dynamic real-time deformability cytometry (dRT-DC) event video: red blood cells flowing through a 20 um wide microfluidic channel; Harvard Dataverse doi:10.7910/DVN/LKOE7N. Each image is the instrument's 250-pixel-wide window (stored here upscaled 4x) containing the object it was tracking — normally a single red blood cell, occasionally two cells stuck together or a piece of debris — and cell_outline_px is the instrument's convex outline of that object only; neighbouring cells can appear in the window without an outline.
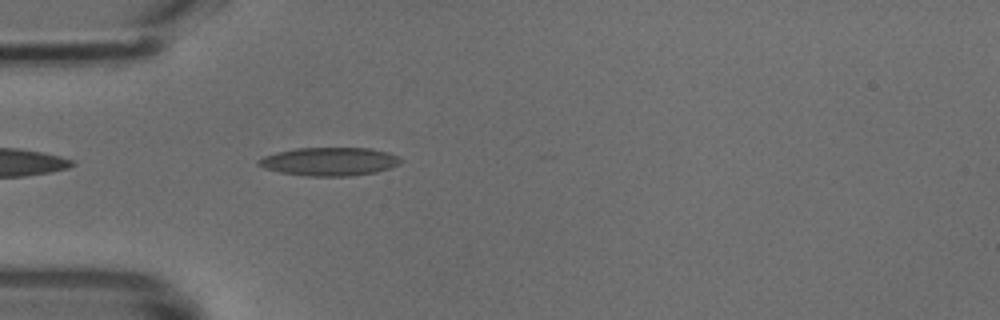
{"species": "common noctule bat (a hibernating species)", "species_latin": "Nyctalus noctula", "temperature_condition": "cold", "stored_images_in_passage": 38, "camera_frame_rate_fps": 3000, "um_per_image_px": 0.085, "animal": {"sex": "male", "body_mass_g": 18.8}, "frame": {"image": 1, "passage_image": 3, "time_ms": 0.667, "image_size_px": [1000, 320], "cell_outline_px": [[404, 160], [400, 164], [376, 172], [352, 176], [304, 176], [280, 172], [264, 168], [256, 164], [256, 160], [264, 156], [276, 152], [296, 148], [372, 148], [388, 152]], "centroid_in_image_um": [27.98, 13.73], "position_along_channel_um": 57.0, "area_um2": 23.64}}
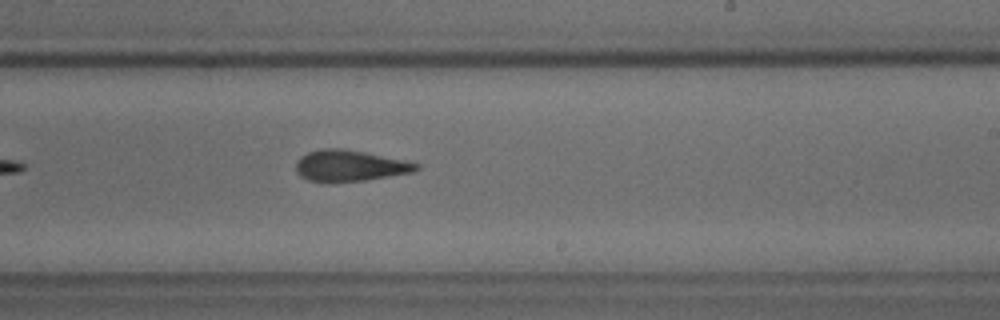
{"frame": {"image": 2, "passage_image": 18, "time_ms": 5.667, "image_size_px": [1000, 320], "cell_outline_px": [[420, 168], [412, 172], [364, 180], [328, 184], [308, 180], [300, 176], [296, 172], [296, 164], [300, 156], [308, 152], [324, 148], [344, 148], [404, 160], [420, 164]], "centroid_in_image_um": [29.68, 14.1], "position_along_channel_um": 259.3, "area_um2": 22.08}}
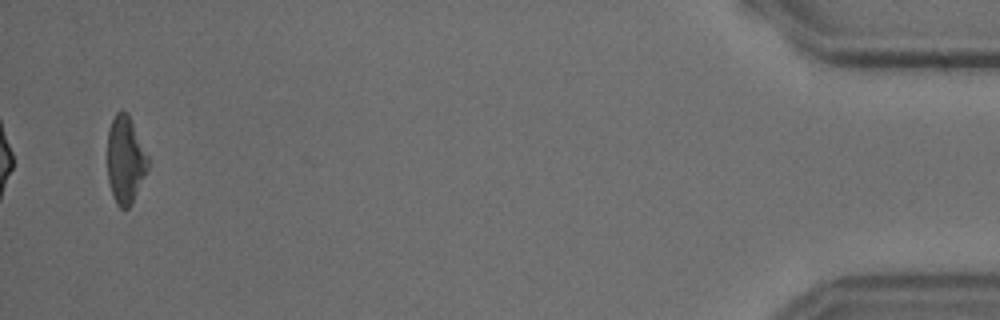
{"frame": {"image": 3, "passage_image": 36, "time_ms": 11.667, "image_size_px": [1000, 320], "cell_outline_px": [[148, 168], [132, 204], [128, 208], [120, 208], [116, 204], [108, 180], [108, 132], [112, 120], [116, 112], [128, 112], [148, 156]], "centroid_in_image_um": [10.66, 13.59], "position_along_channel_um": 424.5, "area_um2": 20.46}}